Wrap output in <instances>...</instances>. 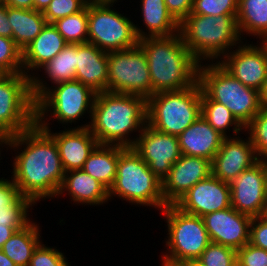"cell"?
<instances>
[{
	"mask_svg": "<svg viewBox=\"0 0 267 266\" xmlns=\"http://www.w3.org/2000/svg\"><path fill=\"white\" fill-rule=\"evenodd\" d=\"M21 145L25 147L13 160L11 177L20 194L34 204L40 199L57 196L65 171L54 138L34 123L13 135L8 147L16 149Z\"/></svg>",
	"mask_w": 267,
	"mask_h": 266,
	"instance_id": "6da1fadb",
	"label": "cell"
},
{
	"mask_svg": "<svg viewBox=\"0 0 267 266\" xmlns=\"http://www.w3.org/2000/svg\"><path fill=\"white\" fill-rule=\"evenodd\" d=\"M89 123L78 127H89L99 144L132 147L136 139L128 135L134 130L141 133L147 124V100L110 91L96 93Z\"/></svg>",
	"mask_w": 267,
	"mask_h": 266,
	"instance_id": "7a4b0ae2",
	"label": "cell"
},
{
	"mask_svg": "<svg viewBox=\"0 0 267 266\" xmlns=\"http://www.w3.org/2000/svg\"><path fill=\"white\" fill-rule=\"evenodd\" d=\"M138 45L147 58L151 96L189 88L198 82L200 62L189 52L180 32L167 37L142 38Z\"/></svg>",
	"mask_w": 267,
	"mask_h": 266,
	"instance_id": "3957f363",
	"label": "cell"
},
{
	"mask_svg": "<svg viewBox=\"0 0 267 266\" xmlns=\"http://www.w3.org/2000/svg\"><path fill=\"white\" fill-rule=\"evenodd\" d=\"M180 34L189 52L200 60H218L237 46L241 36L236 17L230 15L201 16L189 14L180 23ZM239 41V42H238ZM232 46V47H231ZM216 58V59H215Z\"/></svg>",
	"mask_w": 267,
	"mask_h": 266,
	"instance_id": "277c9868",
	"label": "cell"
},
{
	"mask_svg": "<svg viewBox=\"0 0 267 266\" xmlns=\"http://www.w3.org/2000/svg\"><path fill=\"white\" fill-rule=\"evenodd\" d=\"M38 78L30 77L31 96L35 101V121L44 120L48 111L63 124L79 120L86 110L92 118L96 92L89 86L73 80L58 83L51 89L50 86H46L47 82L43 83L44 81Z\"/></svg>",
	"mask_w": 267,
	"mask_h": 266,
	"instance_id": "5b68a950",
	"label": "cell"
},
{
	"mask_svg": "<svg viewBox=\"0 0 267 266\" xmlns=\"http://www.w3.org/2000/svg\"><path fill=\"white\" fill-rule=\"evenodd\" d=\"M198 70V83L202 93L210 100L223 104L236 120L245 127L262 107L258 90L245 86L218 62Z\"/></svg>",
	"mask_w": 267,
	"mask_h": 266,
	"instance_id": "8992f818",
	"label": "cell"
},
{
	"mask_svg": "<svg viewBox=\"0 0 267 266\" xmlns=\"http://www.w3.org/2000/svg\"><path fill=\"white\" fill-rule=\"evenodd\" d=\"M112 195L160 210L167 205L162 196V181L132 147H125L119 153L116 177L108 190L109 200Z\"/></svg>",
	"mask_w": 267,
	"mask_h": 266,
	"instance_id": "52a82bcc",
	"label": "cell"
},
{
	"mask_svg": "<svg viewBox=\"0 0 267 266\" xmlns=\"http://www.w3.org/2000/svg\"><path fill=\"white\" fill-rule=\"evenodd\" d=\"M201 94L198 82L182 90L153 94L147 99V124L178 137L201 116Z\"/></svg>",
	"mask_w": 267,
	"mask_h": 266,
	"instance_id": "ba28073f",
	"label": "cell"
},
{
	"mask_svg": "<svg viewBox=\"0 0 267 266\" xmlns=\"http://www.w3.org/2000/svg\"><path fill=\"white\" fill-rule=\"evenodd\" d=\"M163 212L168 226V253L174 261H196L211 243L202 217L182 211L175 204L166 205ZM170 253V254H169Z\"/></svg>",
	"mask_w": 267,
	"mask_h": 266,
	"instance_id": "9c48e42d",
	"label": "cell"
},
{
	"mask_svg": "<svg viewBox=\"0 0 267 266\" xmlns=\"http://www.w3.org/2000/svg\"><path fill=\"white\" fill-rule=\"evenodd\" d=\"M110 3H88V43L105 52L130 49L139 44L135 25Z\"/></svg>",
	"mask_w": 267,
	"mask_h": 266,
	"instance_id": "30bf717a",
	"label": "cell"
},
{
	"mask_svg": "<svg viewBox=\"0 0 267 266\" xmlns=\"http://www.w3.org/2000/svg\"><path fill=\"white\" fill-rule=\"evenodd\" d=\"M107 91L137 95L146 100L151 96L148 62L139 45L108 52Z\"/></svg>",
	"mask_w": 267,
	"mask_h": 266,
	"instance_id": "8fae6325",
	"label": "cell"
},
{
	"mask_svg": "<svg viewBox=\"0 0 267 266\" xmlns=\"http://www.w3.org/2000/svg\"><path fill=\"white\" fill-rule=\"evenodd\" d=\"M0 123L12 135L25 131L35 123L30 77L24 73L0 74Z\"/></svg>",
	"mask_w": 267,
	"mask_h": 266,
	"instance_id": "7c38bea8",
	"label": "cell"
},
{
	"mask_svg": "<svg viewBox=\"0 0 267 266\" xmlns=\"http://www.w3.org/2000/svg\"><path fill=\"white\" fill-rule=\"evenodd\" d=\"M133 150L148 164L149 169L162 181L181 151L177 136L159 132L146 124L138 134Z\"/></svg>",
	"mask_w": 267,
	"mask_h": 266,
	"instance_id": "4fadbf2b",
	"label": "cell"
},
{
	"mask_svg": "<svg viewBox=\"0 0 267 266\" xmlns=\"http://www.w3.org/2000/svg\"><path fill=\"white\" fill-rule=\"evenodd\" d=\"M229 185L234 209L252 218L264 215L267 195L263 160L241 172Z\"/></svg>",
	"mask_w": 267,
	"mask_h": 266,
	"instance_id": "5bb4252c",
	"label": "cell"
},
{
	"mask_svg": "<svg viewBox=\"0 0 267 266\" xmlns=\"http://www.w3.org/2000/svg\"><path fill=\"white\" fill-rule=\"evenodd\" d=\"M244 44L218 63L245 86L261 90L267 77V45Z\"/></svg>",
	"mask_w": 267,
	"mask_h": 266,
	"instance_id": "9a60e30c",
	"label": "cell"
},
{
	"mask_svg": "<svg viewBox=\"0 0 267 266\" xmlns=\"http://www.w3.org/2000/svg\"><path fill=\"white\" fill-rule=\"evenodd\" d=\"M175 205L182 211L203 217L231 207L230 185L212 174L198 181Z\"/></svg>",
	"mask_w": 267,
	"mask_h": 266,
	"instance_id": "2e32d148",
	"label": "cell"
},
{
	"mask_svg": "<svg viewBox=\"0 0 267 266\" xmlns=\"http://www.w3.org/2000/svg\"><path fill=\"white\" fill-rule=\"evenodd\" d=\"M212 174L211 161L182 154L162 180V196L167 205L175 204L198 181Z\"/></svg>",
	"mask_w": 267,
	"mask_h": 266,
	"instance_id": "e0dca14e",
	"label": "cell"
},
{
	"mask_svg": "<svg viewBox=\"0 0 267 266\" xmlns=\"http://www.w3.org/2000/svg\"><path fill=\"white\" fill-rule=\"evenodd\" d=\"M211 242L240 249L249 243L252 217L242 214L232 206L202 217Z\"/></svg>",
	"mask_w": 267,
	"mask_h": 266,
	"instance_id": "ac0fdd59",
	"label": "cell"
},
{
	"mask_svg": "<svg viewBox=\"0 0 267 266\" xmlns=\"http://www.w3.org/2000/svg\"><path fill=\"white\" fill-rule=\"evenodd\" d=\"M259 161L249 137L242 140L238 136L226 137L211 161L212 175L226 183H231L241 172Z\"/></svg>",
	"mask_w": 267,
	"mask_h": 266,
	"instance_id": "d6986e66",
	"label": "cell"
},
{
	"mask_svg": "<svg viewBox=\"0 0 267 266\" xmlns=\"http://www.w3.org/2000/svg\"><path fill=\"white\" fill-rule=\"evenodd\" d=\"M35 123L54 138L65 172L82 169L89 155L99 144L89 127H75L70 130L67 129V131L65 129L59 133H53L49 129V123H46L45 120L35 121Z\"/></svg>",
	"mask_w": 267,
	"mask_h": 266,
	"instance_id": "ffe728a7",
	"label": "cell"
},
{
	"mask_svg": "<svg viewBox=\"0 0 267 266\" xmlns=\"http://www.w3.org/2000/svg\"><path fill=\"white\" fill-rule=\"evenodd\" d=\"M75 80L96 93L107 91L108 52L90 43L76 44Z\"/></svg>",
	"mask_w": 267,
	"mask_h": 266,
	"instance_id": "44dd1931",
	"label": "cell"
},
{
	"mask_svg": "<svg viewBox=\"0 0 267 266\" xmlns=\"http://www.w3.org/2000/svg\"><path fill=\"white\" fill-rule=\"evenodd\" d=\"M224 138L202 116L178 136L181 154L210 161L219 151Z\"/></svg>",
	"mask_w": 267,
	"mask_h": 266,
	"instance_id": "7402d4cb",
	"label": "cell"
},
{
	"mask_svg": "<svg viewBox=\"0 0 267 266\" xmlns=\"http://www.w3.org/2000/svg\"><path fill=\"white\" fill-rule=\"evenodd\" d=\"M67 44L54 25L47 23L22 51L23 73L31 77V74L28 75L29 70H40L41 66L53 59Z\"/></svg>",
	"mask_w": 267,
	"mask_h": 266,
	"instance_id": "603a6c76",
	"label": "cell"
},
{
	"mask_svg": "<svg viewBox=\"0 0 267 266\" xmlns=\"http://www.w3.org/2000/svg\"><path fill=\"white\" fill-rule=\"evenodd\" d=\"M65 191L68 192L74 203L101 205L109 200L108 190L83 169L65 172L57 195L59 196Z\"/></svg>",
	"mask_w": 267,
	"mask_h": 266,
	"instance_id": "cb8c5ba5",
	"label": "cell"
},
{
	"mask_svg": "<svg viewBox=\"0 0 267 266\" xmlns=\"http://www.w3.org/2000/svg\"><path fill=\"white\" fill-rule=\"evenodd\" d=\"M141 2L143 23L147 26L148 34L135 25L139 40L146 37H167L179 33L180 24L169 13L164 0H141Z\"/></svg>",
	"mask_w": 267,
	"mask_h": 266,
	"instance_id": "d4e9b609",
	"label": "cell"
},
{
	"mask_svg": "<svg viewBox=\"0 0 267 266\" xmlns=\"http://www.w3.org/2000/svg\"><path fill=\"white\" fill-rule=\"evenodd\" d=\"M124 148L119 145L98 144L82 169L109 190L116 177L119 153Z\"/></svg>",
	"mask_w": 267,
	"mask_h": 266,
	"instance_id": "484cf974",
	"label": "cell"
},
{
	"mask_svg": "<svg viewBox=\"0 0 267 266\" xmlns=\"http://www.w3.org/2000/svg\"><path fill=\"white\" fill-rule=\"evenodd\" d=\"M7 17L12 26V39L23 51L47 24L41 11L7 6Z\"/></svg>",
	"mask_w": 267,
	"mask_h": 266,
	"instance_id": "4316f807",
	"label": "cell"
},
{
	"mask_svg": "<svg viewBox=\"0 0 267 266\" xmlns=\"http://www.w3.org/2000/svg\"><path fill=\"white\" fill-rule=\"evenodd\" d=\"M38 227L39 225L31 221L24 228L14 232L1 248L17 266H28L34 250L41 243Z\"/></svg>",
	"mask_w": 267,
	"mask_h": 266,
	"instance_id": "83f0119b",
	"label": "cell"
},
{
	"mask_svg": "<svg viewBox=\"0 0 267 266\" xmlns=\"http://www.w3.org/2000/svg\"><path fill=\"white\" fill-rule=\"evenodd\" d=\"M239 34L267 37V0H238L236 16Z\"/></svg>",
	"mask_w": 267,
	"mask_h": 266,
	"instance_id": "f1b7e54d",
	"label": "cell"
},
{
	"mask_svg": "<svg viewBox=\"0 0 267 266\" xmlns=\"http://www.w3.org/2000/svg\"><path fill=\"white\" fill-rule=\"evenodd\" d=\"M201 116L225 138L228 137L226 130H230L229 127L231 126H233V132L236 135L241 130H245L230 110L223 104L208 99L203 93L201 94Z\"/></svg>",
	"mask_w": 267,
	"mask_h": 266,
	"instance_id": "f546056e",
	"label": "cell"
},
{
	"mask_svg": "<svg viewBox=\"0 0 267 266\" xmlns=\"http://www.w3.org/2000/svg\"><path fill=\"white\" fill-rule=\"evenodd\" d=\"M47 78L54 84L75 80L76 70V44H67L53 59L45 63Z\"/></svg>",
	"mask_w": 267,
	"mask_h": 266,
	"instance_id": "4dcf8cb0",
	"label": "cell"
},
{
	"mask_svg": "<svg viewBox=\"0 0 267 266\" xmlns=\"http://www.w3.org/2000/svg\"><path fill=\"white\" fill-rule=\"evenodd\" d=\"M69 44L88 43V4L78 13L52 23Z\"/></svg>",
	"mask_w": 267,
	"mask_h": 266,
	"instance_id": "1f68e13d",
	"label": "cell"
},
{
	"mask_svg": "<svg viewBox=\"0 0 267 266\" xmlns=\"http://www.w3.org/2000/svg\"><path fill=\"white\" fill-rule=\"evenodd\" d=\"M249 133L257 158H267V107L262 106L260 112L244 127ZM250 131V132H249Z\"/></svg>",
	"mask_w": 267,
	"mask_h": 266,
	"instance_id": "d6a6232c",
	"label": "cell"
},
{
	"mask_svg": "<svg viewBox=\"0 0 267 266\" xmlns=\"http://www.w3.org/2000/svg\"><path fill=\"white\" fill-rule=\"evenodd\" d=\"M23 73L22 50L12 38L0 36V74Z\"/></svg>",
	"mask_w": 267,
	"mask_h": 266,
	"instance_id": "836d02e7",
	"label": "cell"
},
{
	"mask_svg": "<svg viewBox=\"0 0 267 266\" xmlns=\"http://www.w3.org/2000/svg\"><path fill=\"white\" fill-rule=\"evenodd\" d=\"M196 261L202 266H237V250L211 242Z\"/></svg>",
	"mask_w": 267,
	"mask_h": 266,
	"instance_id": "e575fe53",
	"label": "cell"
},
{
	"mask_svg": "<svg viewBox=\"0 0 267 266\" xmlns=\"http://www.w3.org/2000/svg\"><path fill=\"white\" fill-rule=\"evenodd\" d=\"M33 204L29 198L21 195L6 210L0 212V224L15 228L17 231L24 228L31 222L27 213Z\"/></svg>",
	"mask_w": 267,
	"mask_h": 266,
	"instance_id": "d590c367",
	"label": "cell"
},
{
	"mask_svg": "<svg viewBox=\"0 0 267 266\" xmlns=\"http://www.w3.org/2000/svg\"><path fill=\"white\" fill-rule=\"evenodd\" d=\"M238 0H193L190 14L201 16L230 15L236 17Z\"/></svg>",
	"mask_w": 267,
	"mask_h": 266,
	"instance_id": "8d00e7d4",
	"label": "cell"
},
{
	"mask_svg": "<svg viewBox=\"0 0 267 266\" xmlns=\"http://www.w3.org/2000/svg\"><path fill=\"white\" fill-rule=\"evenodd\" d=\"M90 0H51L47 8L42 12L47 23L78 13L83 10Z\"/></svg>",
	"mask_w": 267,
	"mask_h": 266,
	"instance_id": "74e56055",
	"label": "cell"
},
{
	"mask_svg": "<svg viewBox=\"0 0 267 266\" xmlns=\"http://www.w3.org/2000/svg\"><path fill=\"white\" fill-rule=\"evenodd\" d=\"M63 253L40 243L34 250L28 266H69Z\"/></svg>",
	"mask_w": 267,
	"mask_h": 266,
	"instance_id": "f35d334b",
	"label": "cell"
},
{
	"mask_svg": "<svg viewBox=\"0 0 267 266\" xmlns=\"http://www.w3.org/2000/svg\"><path fill=\"white\" fill-rule=\"evenodd\" d=\"M237 266H267V250L247 243L237 250Z\"/></svg>",
	"mask_w": 267,
	"mask_h": 266,
	"instance_id": "ab89813d",
	"label": "cell"
},
{
	"mask_svg": "<svg viewBox=\"0 0 267 266\" xmlns=\"http://www.w3.org/2000/svg\"><path fill=\"white\" fill-rule=\"evenodd\" d=\"M249 243L255 247L267 250V218L265 216L252 218Z\"/></svg>",
	"mask_w": 267,
	"mask_h": 266,
	"instance_id": "60d3db41",
	"label": "cell"
},
{
	"mask_svg": "<svg viewBox=\"0 0 267 266\" xmlns=\"http://www.w3.org/2000/svg\"><path fill=\"white\" fill-rule=\"evenodd\" d=\"M21 196L13 180L0 179V212L6 210Z\"/></svg>",
	"mask_w": 267,
	"mask_h": 266,
	"instance_id": "b9f144b4",
	"label": "cell"
},
{
	"mask_svg": "<svg viewBox=\"0 0 267 266\" xmlns=\"http://www.w3.org/2000/svg\"><path fill=\"white\" fill-rule=\"evenodd\" d=\"M169 13L180 24L191 12L193 0H164Z\"/></svg>",
	"mask_w": 267,
	"mask_h": 266,
	"instance_id": "7bdbcfd3",
	"label": "cell"
},
{
	"mask_svg": "<svg viewBox=\"0 0 267 266\" xmlns=\"http://www.w3.org/2000/svg\"><path fill=\"white\" fill-rule=\"evenodd\" d=\"M0 36L12 38V26L7 17V6L0 4Z\"/></svg>",
	"mask_w": 267,
	"mask_h": 266,
	"instance_id": "ee69618b",
	"label": "cell"
},
{
	"mask_svg": "<svg viewBox=\"0 0 267 266\" xmlns=\"http://www.w3.org/2000/svg\"><path fill=\"white\" fill-rule=\"evenodd\" d=\"M4 4L13 8L34 9L33 0H4Z\"/></svg>",
	"mask_w": 267,
	"mask_h": 266,
	"instance_id": "f6af8a7d",
	"label": "cell"
},
{
	"mask_svg": "<svg viewBox=\"0 0 267 266\" xmlns=\"http://www.w3.org/2000/svg\"><path fill=\"white\" fill-rule=\"evenodd\" d=\"M17 230L15 228H9L7 225L0 224V249L4 243L13 235Z\"/></svg>",
	"mask_w": 267,
	"mask_h": 266,
	"instance_id": "bcb514c9",
	"label": "cell"
},
{
	"mask_svg": "<svg viewBox=\"0 0 267 266\" xmlns=\"http://www.w3.org/2000/svg\"><path fill=\"white\" fill-rule=\"evenodd\" d=\"M13 135L0 123V146L8 145Z\"/></svg>",
	"mask_w": 267,
	"mask_h": 266,
	"instance_id": "7dc6e473",
	"label": "cell"
},
{
	"mask_svg": "<svg viewBox=\"0 0 267 266\" xmlns=\"http://www.w3.org/2000/svg\"><path fill=\"white\" fill-rule=\"evenodd\" d=\"M162 258H163L162 266H191V261L190 262L174 261L163 256Z\"/></svg>",
	"mask_w": 267,
	"mask_h": 266,
	"instance_id": "c3c4849f",
	"label": "cell"
},
{
	"mask_svg": "<svg viewBox=\"0 0 267 266\" xmlns=\"http://www.w3.org/2000/svg\"><path fill=\"white\" fill-rule=\"evenodd\" d=\"M51 0H33L34 9L43 12L49 5Z\"/></svg>",
	"mask_w": 267,
	"mask_h": 266,
	"instance_id": "681fc988",
	"label": "cell"
},
{
	"mask_svg": "<svg viewBox=\"0 0 267 266\" xmlns=\"http://www.w3.org/2000/svg\"><path fill=\"white\" fill-rule=\"evenodd\" d=\"M259 93H260L261 105L267 107V77Z\"/></svg>",
	"mask_w": 267,
	"mask_h": 266,
	"instance_id": "f907efd6",
	"label": "cell"
},
{
	"mask_svg": "<svg viewBox=\"0 0 267 266\" xmlns=\"http://www.w3.org/2000/svg\"><path fill=\"white\" fill-rule=\"evenodd\" d=\"M0 266H17V265L0 249Z\"/></svg>",
	"mask_w": 267,
	"mask_h": 266,
	"instance_id": "816d5d0a",
	"label": "cell"
},
{
	"mask_svg": "<svg viewBox=\"0 0 267 266\" xmlns=\"http://www.w3.org/2000/svg\"><path fill=\"white\" fill-rule=\"evenodd\" d=\"M263 168L265 173V186H266V195H267V158L263 160Z\"/></svg>",
	"mask_w": 267,
	"mask_h": 266,
	"instance_id": "f5cc1de1",
	"label": "cell"
},
{
	"mask_svg": "<svg viewBox=\"0 0 267 266\" xmlns=\"http://www.w3.org/2000/svg\"><path fill=\"white\" fill-rule=\"evenodd\" d=\"M90 1L95 3H110V4H113L115 1L117 2V0H90Z\"/></svg>",
	"mask_w": 267,
	"mask_h": 266,
	"instance_id": "db71d44e",
	"label": "cell"
},
{
	"mask_svg": "<svg viewBox=\"0 0 267 266\" xmlns=\"http://www.w3.org/2000/svg\"><path fill=\"white\" fill-rule=\"evenodd\" d=\"M191 266H202L197 261H191Z\"/></svg>",
	"mask_w": 267,
	"mask_h": 266,
	"instance_id": "11a10c76",
	"label": "cell"
},
{
	"mask_svg": "<svg viewBox=\"0 0 267 266\" xmlns=\"http://www.w3.org/2000/svg\"><path fill=\"white\" fill-rule=\"evenodd\" d=\"M266 218H267V202H266V208H265V211H264V215Z\"/></svg>",
	"mask_w": 267,
	"mask_h": 266,
	"instance_id": "9f6ffc18",
	"label": "cell"
},
{
	"mask_svg": "<svg viewBox=\"0 0 267 266\" xmlns=\"http://www.w3.org/2000/svg\"><path fill=\"white\" fill-rule=\"evenodd\" d=\"M262 42H263L265 45H267V37H266L264 40H262Z\"/></svg>",
	"mask_w": 267,
	"mask_h": 266,
	"instance_id": "6f0895ef",
	"label": "cell"
}]
</instances>
